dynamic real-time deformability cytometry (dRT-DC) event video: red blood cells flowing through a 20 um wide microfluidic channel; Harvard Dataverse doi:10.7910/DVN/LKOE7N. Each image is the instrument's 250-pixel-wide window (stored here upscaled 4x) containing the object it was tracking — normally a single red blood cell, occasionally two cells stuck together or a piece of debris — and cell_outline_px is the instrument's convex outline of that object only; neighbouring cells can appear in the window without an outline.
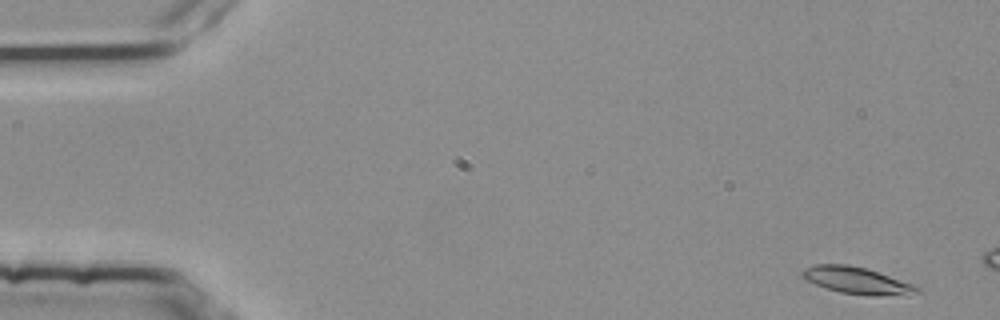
{"species": "common noctule bat (a hibernating species)", "species_latin": "Nyctalus noctula", "temperature_condition": "room temperature", "stored_images_in_passage": 13, "camera_frame_rate_fps": 3000, "um_per_image_px": 0.085, "animal": {"sex": "female", "body_mass_g": 25.1}, "frame": {"image": 1, "passage_image": 1, "time_ms": 0.0, "image_size_px": [1000, 320], "cell_outline_px": [[920, 292], [908, 296], [872, 296], [840, 292], [824, 288], [804, 280], [800, 276], [800, 272], [804, 268], [816, 264], [848, 264], [864, 268], [912, 284], [920, 288]], "centroid_in_image_um": [72.8, 23.86], "position_along_channel_um": 12.2, "area_um2": 18.15}}
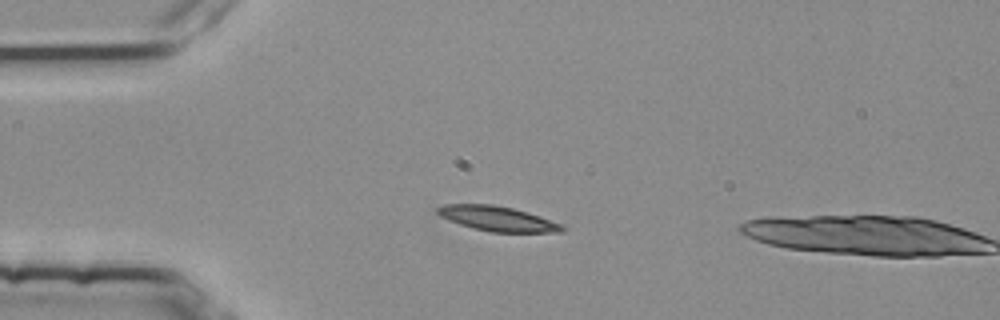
{"frame": {"image": 2, "passage_image": 12, "time_ms": 3.667, "image_size_px": [1000, 320], "cell_outline_px": [[564, 232], [492, 232], [472, 228], [448, 220], [440, 216], [436, 212], [436, 208], [444, 204], [492, 204], [512, 208], [528, 212], [560, 224], [564, 228]], "centroid_in_image_um": [42.23, 18.58], "position_along_channel_um": 42.8, "area_um2": 17.92}}